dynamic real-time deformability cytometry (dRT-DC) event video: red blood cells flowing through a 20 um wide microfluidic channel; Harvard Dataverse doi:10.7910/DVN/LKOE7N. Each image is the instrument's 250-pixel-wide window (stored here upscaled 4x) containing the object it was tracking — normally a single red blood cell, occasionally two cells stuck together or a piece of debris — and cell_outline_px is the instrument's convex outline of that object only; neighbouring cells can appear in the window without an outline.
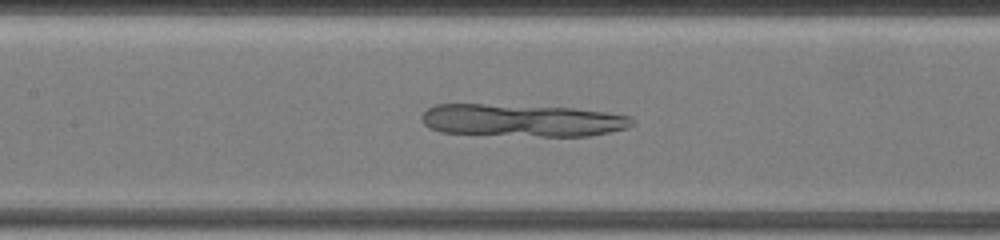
{"species": "common noctule bat (a hibernating species)", "species_latin": "Nyctalus noctula", "temperature_condition": "warm", "stored_images_in_passage": 62, "camera_frame_rate_fps": 3000, "um_per_image_px": 0.085, "animal": {"sex": "female", "body_mass_g": 19.5, "forearm_length_mm": 54.1}, "frame": {"image": 1, "passage_image": 34, "time_ms": 11.0, "image_size_px": [1000, 240], "cell_outline_px": [[636, 124], [628, 128], [588, 136], [540, 136], [440, 132], [428, 128], [420, 120], [420, 116], [428, 108], [436, 104], [484, 104], [572, 108], [608, 112], [632, 116], [636, 120]], "centroid_in_image_um": [44.41, 10.23], "position_along_channel_um": 163.0, "area_um2": 40.0}}
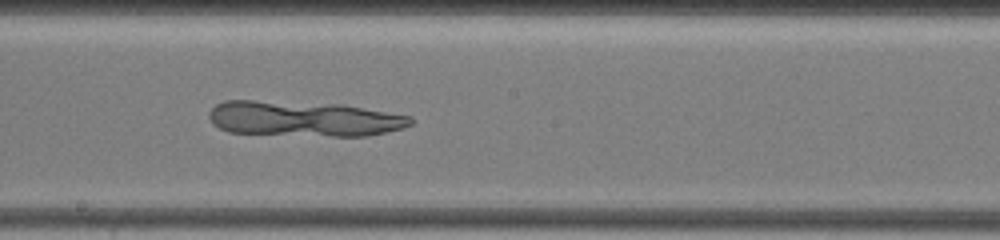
{"frame": {"image": 2, "passage_image": 39, "time_ms": 12.667, "image_size_px": [1000, 240], "cell_outline_px": [[416, 120], [412, 124], [404, 128], [368, 136], [332, 136], [228, 132], [212, 124], [208, 116], [208, 112], [216, 104], [224, 100], [252, 100], [340, 104], [412, 116]], "centroid_in_image_um": [25.83, 10.09], "position_along_channel_um": 222.4, "area_um2": 41.62}}
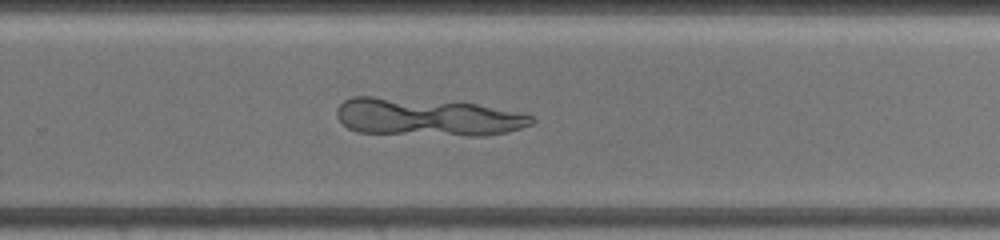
{"frame": {"image": 3, "passage_image": 45, "time_ms": 14.667, "image_size_px": [1000, 240], "cell_outline_px": [[536, 120], [532, 124], [508, 132], [488, 136], [472, 136], [356, 132], [348, 128], [336, 116], [336, 108], [344, 100], [352, 96], [372, 96], [476, 104], [532, 116]], "centroid_in_image_um": [36.27, 9.97], "position_along_channel_um": 293.5, "area_um2": 42.6}}